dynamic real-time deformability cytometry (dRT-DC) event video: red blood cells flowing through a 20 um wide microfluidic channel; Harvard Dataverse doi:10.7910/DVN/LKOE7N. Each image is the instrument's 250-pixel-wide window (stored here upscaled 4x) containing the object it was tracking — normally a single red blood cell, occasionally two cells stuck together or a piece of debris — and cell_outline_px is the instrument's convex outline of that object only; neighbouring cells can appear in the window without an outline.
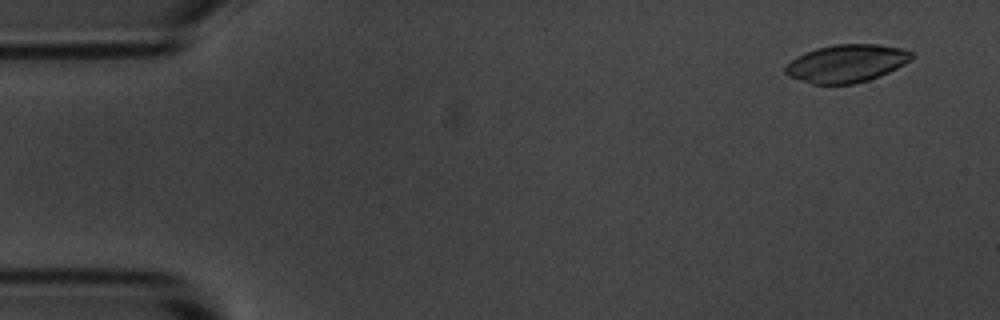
{"species": "common noctule bat (a hibernating species)", "species_latin": "Nyctalus noctula", "temperature_condition": "room temperature", "stored_images_in_passage": 8, "camera_frame_rate_fps": 3000, "um_per_image_px": 0.085, "animal": {"sex": "male", "body_mass_g": 20.1, "forearm_length_mm": 53.5}, "frame": {"image": 1, "passage_image": 2, "time_ms": 1.0, "image_size_px": [1000, 320], "cell_outline_px": [[912, 60], [880, 76], [868, 80], [852, 84], [812, 84], [788, 76], [784, 72], [784, 68], [796, 56], [816, 48], [832, 44], [876, 44], [900, 48], [912, 52]], "centroid_in_image_um": [71.93, 5.39], "position_along_channel_um": 13.1, "area_um2": 27.74}}
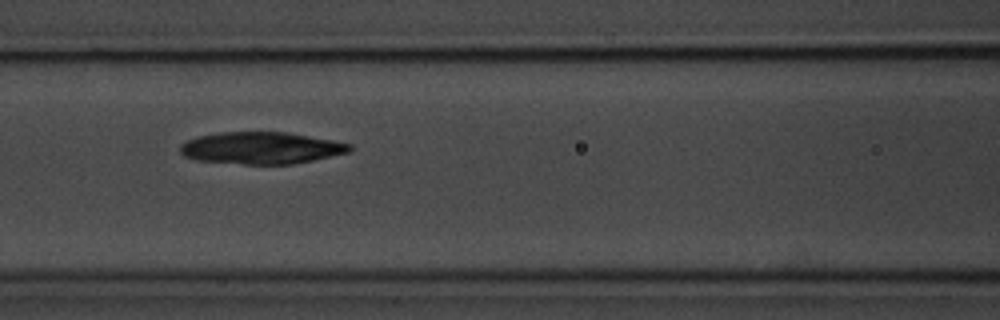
{"frame": {"image": 2, "passage_image": 7, "time_ms": 7.667, "image_size_px": [1000, 320], "cell_outline_px": [[352, 148], [348, 152], [312, 160], [292, 164], [244, 164], [196, 160], [184, 156], [180, 152], [180, 144], [196, 136], [220, 132], [284, 132], [332, 140], [352, 144]], "centroid_in_image_um": [22.15, 12.57], "position_along_channel_um": 144.4, "area_um2": 31.39}}